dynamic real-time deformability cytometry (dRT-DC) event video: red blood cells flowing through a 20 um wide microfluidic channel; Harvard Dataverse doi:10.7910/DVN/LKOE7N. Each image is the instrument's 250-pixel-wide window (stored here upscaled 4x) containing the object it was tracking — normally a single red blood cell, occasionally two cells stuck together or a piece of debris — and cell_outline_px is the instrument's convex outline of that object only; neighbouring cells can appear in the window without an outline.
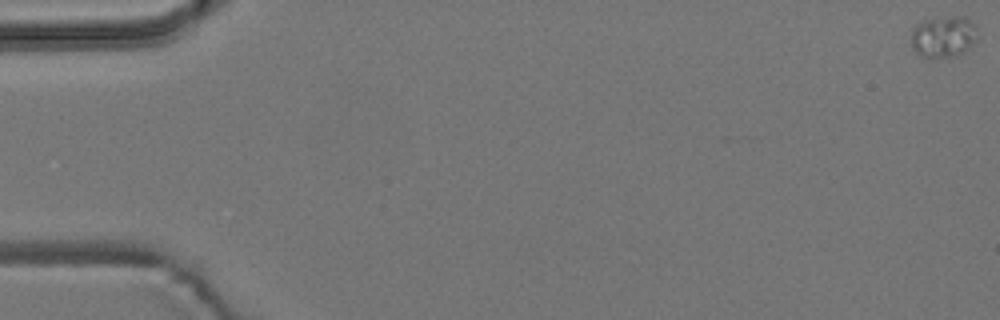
{"species": "common noctule bat (a hibernating species)", "species_latin": "Nyctalus noctula", "temperature_condition": "room temperature", "stored_images_in_passage": 5, "camera_frame_rate_fps": 3000, "um_per_image_px": 0.085, "animal": {"sex": "male", "body_mass_g": 19.2, "forearm_length_mm": 51.8}, "frame": {"image": 1, "passage_image": 1, "time_ms": 0.0, "image_size_px": [1000, 320], "cell_outline_px": [[976, 28], [972, 40], [964, 52], [956, 56], [920, 56], [912, 48], [912, 28], [916, 24], [924, 20], [952, 16], [964, 16], [976, 24]], "centroid_in_image_um": [80.15, 3.08], "position_along_channel_um": 4.9, "area_um2": 15.55}}
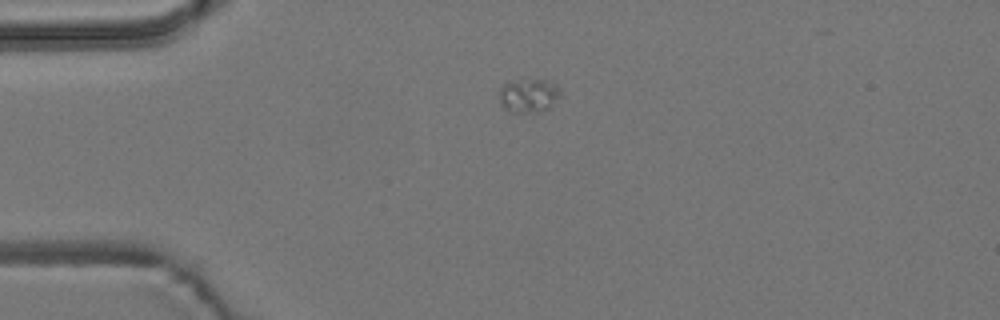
{"frame": {"image": 2, "passage_image": 5, "time_ms": 4.667, "image_size_px": [1000, 320], "cell_outline_px": [[560, 96], [548, 108], [536, 112], [512, 112], [500, 100], [500, 88], [504, 84], [516, 80], [552, 80], [560, 88]], "centroid_in_image_um": [44.99, 8.09], "position_along_channel_um": 40.0, "area_um2": 11.73}}